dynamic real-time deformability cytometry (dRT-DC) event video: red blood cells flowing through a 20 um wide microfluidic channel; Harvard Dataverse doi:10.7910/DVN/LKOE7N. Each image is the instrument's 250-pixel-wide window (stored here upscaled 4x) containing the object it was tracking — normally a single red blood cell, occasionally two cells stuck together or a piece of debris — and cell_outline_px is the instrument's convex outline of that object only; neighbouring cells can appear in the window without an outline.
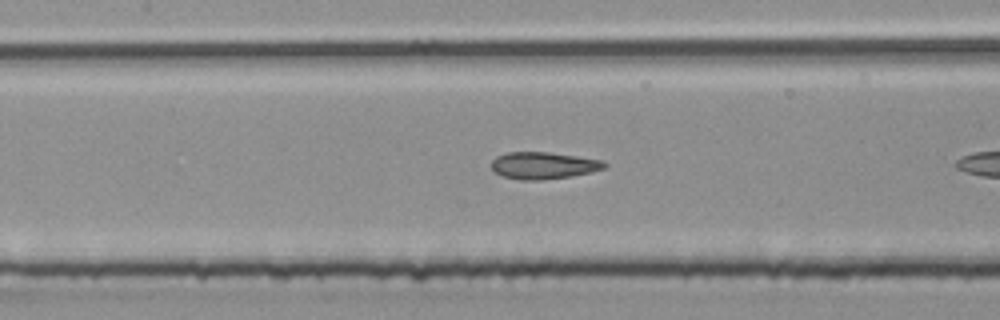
{"species": "common noctule bat (a hibernating species)", "species_latin": "Nyctalus noctula", "temperature_condition": "room temperature", "stored_images_in_passage": 7, "camera_frame_rate_fps": 3000, "um_per_image_px": 0.085, "animal": {"sex": "male", "body_mass_g": 20.4}, "frame": {"image": 1, "passage_image": 6, "time_ms": 1.667, "image_size_px": [1000, 320], "cell_outline_px": [[608, 164], [604, 168], [588, 172], [568, 176], [540, 180], [520, 180], [504, 176], [496, 172], [492, 168], [492, 160], [496, 156], [508, 152], [548, 152], [604, 160]], "centroid_in_image_um": [46.18, 14.05], "position_along_channel_um": 161.2, "area_um2": 17.51}}